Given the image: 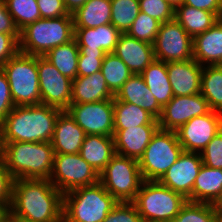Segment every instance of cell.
<instances>
[{
	"label": "cell",
	"mask_w": 222,
	"mask_h": 222,
	"mask_svg": "<svg viewBox=\"0 0 222 222\" xmlns=\"http://www.w3.org/2000/svg\"><path fill=\"white\" fill-rule=\"evenodd\" d=\"M9 213L31 222H63V193L46 179H15Z\"/></svg>",
	"instance_id": "1"
},
{
	"label": "cell",
	"mask_w": 222,
	"mask_h": 222,
	"mask_svg": "<svg viewBox=\"0 0 222 222\" xmlns=\"http://www.w3.org/2000/svg\"><path fill=\"white\" fill-rule=\"evenodd\" d=\"M61 112L43 104L15 106L2 122L3 142H51Z\"/></svg>",
	"instance_id": "2"
},
{
	"label": "cell",
	"mask_w": 222,
	"mask_h": 222,
	"mask_svg": "<svg viewBox=\"0 0 222 222\" xmlns=\"http://www.w3.org/2000/svg\"><path fill=\"white\" fill-rule=\"evenodd\" d=\"M54 156L51 142H4L2 158L14 180H49Z\"/></svg>",
	"instance_id": "3"
},
{
	"label": "cell",
	"mask_w": 222,
	"mask_h": 222,
	"mask_svg": "<svg viewBox=\"0 0 222 222\" xmlns=\"http://www.w3.org/2000/svg\"><path fill=\"white\" fill-rule=\"evenodd\" d=\"M118 201L98 182L63 194V222H103Z\"/></svg>",
	"instance_id": "4"
},
{
	"label": "cell",
	"mask_w": 222,
	"mask_h": 222,
	"mask_svg": "<svg viewBox=\"0 0 222 222\" xmlns=\"http://www.w3.org/2000/svg\"><path fill=\"white\" fill-rule=\"evenodd\" d=\"M73 16L40 18L20 31L19 51L45 56L52 48L74 39Z\"/></svg>",
	"instance_id": "5"
},
{
	"label": "cell",
	"mask_w": 222,
	"mask_h": 222,
	"mask_svg": "<svg viewBox=\"0 0 222 222\" xmlns=\"http://www.w3.org/2000/svg\"><path fill=\"white\" fill-rule=\"evenodd\" d=\"M188 200L159 181H143L132 203L142 221L168 222L175 218Z\"/></svg>",
	"instance_id": "6"
},
{
	"label": "cell",
	"mask_w": 222,
	"mask_h": 222,
	"mask_svg": "<svg viewBox=\"0 0 222 222\" xmlns=\"http://www.w3.org/2000/svg\"><path fill=\"white\" fill-rule=\"evenodd\" d=\"M1 68L7 76L15 106L41 104L37 56L19 51Z\"/></svg>",
	"instance_id": "7"
},
{
	"label": "cell",
	"mask_w": 222,
	"mask_h": 222,
	"mask_svg": "<svg viewBox=\"0 0 222 222\" xmlns=\"http://www.w3.org/2000/svg\"><path fill=\"white\" fill-rule=\"evenodd\" d=\"M182 152L176 131L159 128L138 160L143 180L159 181Z\"/></svg>",
	"instance_id": "8"
},
{
	"label": "cell",
	"mask_w": 222,
	"mask_h": 222,
	"mask_svg": "<svg viewBox=\"0 0 222 222\" xmlns=\"http://www.w3.org/2000/svg\"><path fill=\"white\" fill-rule=\"evenodd\" d=\"M143 181L138 160L118 154L99 174V182L118 202H132Z\"/></svg>",
	"instance_id": "9"
},
{
	"label": "cell",
	"mask_w": 222,
	"mask_h": 222,
	"mask_svg": "<svg viewBox=\"0 0 222 222\" xmlns=\"http://www.w3.org/2000/svg\"><path fill=\"white\" fill-rule=\"evenodd\" d=\"M49 181L63 194L99 182V174L77 154H55Z\"/></svg>",
	"instance_id": "10"
},
{
	"label": "cell",
	"mask_w": 222,
	"mask_h": 222,
	"mask_svg": "<svg viewBox=\"0 0 222 222\" xmlns=\"http://www.w3.org/2000/svg\"><path fill=\"white\" fill-rule=\"evenodd\" d=\"M153 48L155 59L165 63L193 59V38L175 19L161 23Z\"/></svg>",
	"instance_id": "11"
},
{
	"label": "cell",
	"mask_w": 222,
	"mask_h": 222,
	"mask_svg": "<svg viewBox=\"0 0 222 222\" xmlns=\"http://www.w3.org/2000/svg\"><path fill=\"white\" fill-rule=\"evenodd\" d=\"M86 135L113 136L114 99L83 104H70L66 110Z\"/></svg>",
	"instance_id": "12"
},
{
	"label": "cell",
	"mask_w": 222,
	"mask_h": 222,
	"mask_svg": "<svg viewBox=\"0 0 222 222\" xmlns=\"http://www.w3.org/2000/svg\"><path fill=\"white\" fill-rule=\"evenodd\" d=\"M41 104L66 111L71 104L72 80L61 74L44 56H37Z\"/></svg>",
	"instance_id": "13"
},
{
	"label": "cell",
	"mask_w": 222,
	"mask_h": 222,
	"mask_svg": "<svg viewBox=\"0 0 222 222\" xmlns=\"http://www.w3.org/2000/svg\"><path fill=\"white\" fill-rule=\"evenodd\" d=\"M222 130V113L210 110L182 125L177 137L183 151L201 153L207 144Z\"/></svg>",
	"instance_id": "14"
},
{
	"label": "cell",
	"mask_w": 222,
	"mask_h": 222,
	"mask_svg": "<svg viewBox=\"0 0 222 222\" xmlns=\"http://www.w3.org/2000/svg\"><path fill=\"white\" fill-rule=\"evenodd\" d=\"M209 111L208 102L200 93L189 96H173L162 108V114L158 119L159 128L177 131L192 118L207 114Z\"/></svg>",
	"instance_id": "15"
},
{
	"label": "cell",
	"mask_w": 222,
	"mask_h": 222,
	"mask_svg": "<svg viewBox=\"0 0 222 222\" xmlns=\"http://www.w3.org/2000/svg\"><path fill=\"white\" fill-rule=\"evenodd\" d=\"M202 165L200 153L183 151L159 182L192 202L193 186Z\"/></svg>",
	"instance_id": "16"
},
{
	"label": "cell",
	"mask_w": 222,
	"mask_h": 222,
	"mask_svg": "<svg viewBox=\"0 0 222 222\" xmlns=\"http://www.w3.org/2000/svg\"><path fill=\"white\" fill-rule=\"evenodd\" d=\"M166 67L174 96H189L200 93L203 66L195 59L167 62Z\"/></svg>",
	"instance_id": "17"
},
{
	"label": "cell",
	"mask_w": 222,
	"mask_h": 222,
	"mask_svg": "<svg viewBox=\"0 0 222 222\" xmlns=\"http://www.w3.org/2000/svg\"><path fill=\"white\" fill-rule=\"evenodd\" d=\"M113 53L133 74H141L155 60L153 44L137 40L127 33L120 34Z\"/></svg>",
	"instance_id": "18"
},
{
	"label": "cell",
	"mask_w": 222,
	"mask_h": 222,
	"mask_svg": "<svg viewBox=\"0 0 222 222\" xmlns=\"http://www.w3.org/2000/svg\"><path fill=\"white\" fill-rule=\"evenodd\" d=\"M159 125H140L128 129H114L116 154L139 160Z\"/></svg>",
	"instance_id": "19"
},
{
	"label": "cell",
	"mask_w": 222,
	"mask_h": 222,
	"mask_svg": "<svg viewBox=\"0 0 222 222\" xmlns=\"http://www.w3.org/2000/svg\"><path fill=\"white\" fill-rule=\"evenodd\" d=\"M86 134L67 111H62L56 119L51 140L55 154L79 153Z\"/></svg>",
	"instance_id": "20"
},
{
	"label": "cell",
	"mask_w": 222,
	"mask_h": 222,
	"mask_svg": "<svg viewBox=\"0 0 222 222\" xmlns=\"http://www.w3.org/2000/svg\"><path fill=\"white\" fill-rule=\"evenodd\" d=\"M193 59L202 66L222 65V18L193 38Z\"/></svg>",
	"instance_id": "21"
},
{
	"label": "cell",
	"mask_w": 222,
	"mask_h": 222,
	"mask_svg": "<svg viewBox=\"0 0 222 222\" xmlns=\"http://www.w3.org/2000/svg\"><path fill=\"white\" fill-rule=\"evenodd\" d=\"M114 97L119 101L139 106L152 114L157 120L162 114V107L158 104L140 74H133Z\"/></svg>",
	"instance_id": "22"
},
{
	"label": "cell",
	"mask_w": 222,
	"mask_h": 222,
	"mask_svg": "<svg viewBox=\"0 0 222 222\" xmlns=\"http://www.w3.org/2000/svg\"><path fill=\"white\" fill-rule=\"evenodd\" d=\"M120 32L111 24L96 28H75L74 38L79 51L114 52Z\"/></svg>",
	"instance_id": "23"
},
{
	"label": "cell",
	"mask_w": 222,
	"mask_h": 222,
	"mask_svg": "<svg viewBox=\"0 0 222 222\" xmlns=\"http://www.w3.org/2000/svg\"><path fill=\"white\" fill-rule=\"evenodd\" d=\"M106 99H114V94L108 88L101 71L76 77L72 81L71 104L100 102Z\"/></svg>",
	"instance_id": "24"
},
{
	"label": "cell",
	"mask_w": 222,
	"mask_h": 222,
	"mask_svg": "<svg viewBox=\"0 0 222 222\" xmlns=\"http://www.w3.org/2000/svg\"><path fill=\"white\" fill-rule=\"evenodd\" d=\"M80 156L98 173L116 155L113 136L86 135L79 151Z\"/></svg>",
	"instance_id": "25"
},
{
	"label": "cell",
	"mask_w": 222,
	"mask_h": 222,
	"mask_svg": "<svg viewBox=\"0 0 222 222\" xmlns=\"http://www.w3.org/2000/svg\"><path fill=\"white\" fill-rule=\"evenodd\" d=\"M222 193V169L202 165L192 191V202L214 204Z\"/></svg>",
	"instance_id": "26"
},
{
	"label": "cell",
	"mask_w": 222,
	"mask_h": 222,
	"mask_svg": "<svg viewBox=\"0 0 222 222\" xmlns=\"http://www.w3.org/2000/svg\"><path fill=\"white\" fill-rule=\"evenodd\" d=\"M174 19L192 37L204 33L220 18L213 12L182 4L175 9Z\"/></svg>",
	"instance_id": "27"
},
{
	"label": "cell",
	"mask_w": 222,
	"mask_h": 222,
	"mask_svg": "<svg viewBox=\"0 0 222 222\" xmlns=\"http://www.w3.org/2000/svg\"><path fill=\"white\" fill-rule=\"evenodd\" d=\"M140 75L158 104L163 108L174 96L166 63L155 59Z\"/></svg>",
	"instance_id": "28"
},
{
	"label": "cell",
	"mask_w": 222,
	"mask_h": 222,
	"mask_svg": "<svg viewBox=\"0 0 222 222\" xmlns=\"http://www.w3.org/2000/svg\"><path fill=\"white\" fill-rule=\"evenodd\" d=\"M110 0H88L72 14L74 28H96L111 23Z\"/></svg>",
	"instance_id": "29"
},
{
	"label": "cell",
	"mask_w": 222,
	"mask_h": 222,
	"mask_svg": "<svg viewBox=\"0 0 222 222\" xmlns=\"http://www.w3.org/2000/svg\"><path fill=\"white\" fill-rule=\"evenodd\" d=\"M140 125H159V122L148 111L114 97V129H128Z\"/></svg>",
	"instance_id": "30"
},
{
	"label": "cell",
	"mask_w": 222,
	"mask_h": 222,
	"mask_svg": "<svg viewBox=\"0 0 222 222\" xmlns=\"http://www.w3.org/2000/svg\"><path fill=\"white\" fill-rule=\"evenodd\" d=\"M79 47L75 38L52 48L44 57L72 81L77 77Z\"/></svg>",
	"instance_id": "31"
},
{
	"label": "cell",
	"mask_w": 222,
	"mask_h": 222,
	"mask_svg": "<svg viewBox=\"0 0 222 222\" xmlns=\"http://www.w3.org/2000/svg\"><path fill=\"white\" fill-rule=\"evenodd\" d=\"M200 94L210 110L222 113V65L203 66Z\"/></svg>",
	"instance_id": "32"
},
{
	"label": "cell",
	"mask_w": 222,
	"mask_h": 222,
	"mask_svg": "<svg viewBox=\"0 0 222 222\" xmlns=\"http://www.w3.org/2000/svg\"><path fill=\"white\" fill-rule=\"evenodd\" d=\"M100 71L106 80L108 88L114 95L133 75L132 71L113 52L106 53Z\"/></svg>",
	"instance_id": "33"
},
{
	"label": "cell",
	"mask_w": 222,
	"mask_h": 222,
	"mask_svg": "<svg viewBox=\"0 0 222 222\" xmlns=\"http://www.w3.org/2000/svg\"><path fill=\"white\" fill-rule=\"evenodd\" d=\"M111 24L120 32L127 33L140 12L139 0H110Z\"/></svg>",
	"instance_id": "34"
},
{
	"label": "cell",
	"mask_w": 222,
	"mask_h": 222,
	"mask_svg": "<svg viewBox=\"0 0 222 222\" xmlns=\"http://www.w3.org/2000/svg\"><path fill=\"white\" fill-rule=\"evenodd\" d=\"M5 4L19 31L41 18L37 0H5Z\"/></svg>",
	"instance_id": "35"
},
{
	"label": "cell",
	"mask_w": 222,
	"mask_h": 222,
	"mask_svg": "<svg viewBox=\"0 0 222 222\" xmlns=\"http://www.w3.org/2000/svg\"><path fill=\"white\" fill-rule=\"evenodd\" d=\"M168 222H219L213 204L187 201L177 216Z\"/></svg>",
	"instance_id": "36"
},
{
	"label": "cell",
	"mask_w": 222,
	"mask_h": 222,
	"mask_svg": "<svg viewBox=\"0 0 222 222\" xmlns=\"http://www.w3.org/2000/svg\"><path fill=\"white\" fill-rule=\"evenodd\" d=\"M160 25L161 22L140 11L130 29L127 31V34L137 40L153 44Z\"/></svg>",
	"instance_id": "37"
},
{
	"label": "cell",
	"mask_w": 222,
	"mask_h": 222,
	"mask_svg": "<svg viewBox=\"0 0 222 222\" xmlns=\"http://www.w3.org/2000/svg\"><path fill=\"white\" fill-rule=\"evenodd\" d=\"M140 11L161 23L174 19V8L165 0H139Z\"/></svg>",
	"instance_id": "38"
},
{
	"label": "cell",
	"mask_w": 222,
	"mask_h": 222,
	"mask_svg": "<svg viewBox=\"0 0 222 222\" xmlns=\"http://www.w3.org/2000/svg\"><path fill=\"white\" fill-rule=\"evenodd\" d=\"M105 55V51H79L77 77L100 71Z\"/></svg>",
	"instance_id": "39"
},
{
	"label": "cell",
	"mask_w": 222,
	"mask_h": 222,
	"mask_svg": "<svg viewBox=\"0 0 222 222\" xmlns=\"http://www.w3.org/2000/svg\"><path fill=\"white\" fill-rule=\"evenodd\" d=\"M200 155L204 165L222 169V130L213 137Z\"/></svg>",
	"instance_id": "40"
},
{
	"label": "cell",
	"mask_w": 222,
	"mask_h": 222,
	"mask_svg": "<svg viewBox=\"0 0 222 222\" xmlns=\"http://www.w3.org/2000/svg\"><path fill=\"white\" fill-rule=\"evenodd\" d=\"M103 222H143L132 202H118Z\"/></svg>",
	"instance_id": "41"
},
{
	"label": "cell",
	"mask_w": 222,
	"mask_h": 222,
	"mask_svg": "<svg viewBox=\"0 0 222 222\" xmlns=\"http://www.w3.org/2000/svg\"><path fill=\"white\" fill-rule=\"evenodd\" d=\"M13 181L14 178L0 156V205L5 206L8 210L12 204Z\"/></svg>",
	"instance_id": "42"
},
{
	"label": "cell",
	"mask_w": 222,
	"mask_h": 222,
	"mask_svg": "<svg viewBox=\"0 0 222 222\" xmlns=\"http://www.w3.org/2000/svg\"><path fill=\"white\" fill-rule=\"evenodd\" d=\"M15 107L12 100L10 85L5 72L0 68V123Z\"/></svg>",
	"instance_id": "43"
},
{
	"label": "cell",
	"mask_w": 222,
	"mask_h": 222,
	"mask_svg": "<svg viewBox=\"0 0 222 222\" xmlns=\"http://www.w3.org/2000/svg\"><path fill=\"white\" fill-rule=\"evenodd\" d=\"M41 18L72 16L68 13L63 0H37Z\"/></svg>",
	"instance_id": "44"
},
{
	"label": "cell",
	"mask_w": 222,
	"mask_h": 222,
	"mask_svg": "<svg viewBox=\"0 0 222 222\" xmlns=\"http://www.w3.org/2000/svg\"><path fill=\"white\" fill-rule=\"evenodd\" d=\"M19 52V41L10 34L0 33V68Z\"/></svg>",
	"instance_id": "45"
},
{
	"label": "cell",
	"mask_w": 222,
	"mask_h": 222,
	"mask_svg": "<svg viewBox=\"0 0 222 222\" xmlns=\"http://www.w3.org/2000/svg\"><path fill=\"white\" fill-rule=\"evenodd\" d=\"M0 33L13 35L18 41L20 40V31L7 9L5 0H0Z\"/></svg>",
	"instance_id": "46"
},
{
	"label": "cell",
	"mask_w": 222,
	"mask_h": 222,
	"mask_svg": "<svg viewBox=\"0 0 222 222\" xmlns=\"http://www.w3.org/2000/svg\"><path fill=\"white\" fill-rule=\"evenodd\" d=\"M184 4L213 12L222 18V0H184Z\"/></svg>",
	"instance_id": "47"
},
{
	"label": "cell",
	"mask_w": 222,
	"mask_h": 222,
	"mask_svg": "<svg viewBox=\"0 0 222 222\" xmlns=\"http://www.w3.org/2000/svg\"><path fill=\"white\" fill-rule=\"evenodd\" d=\"M65 7L69 14L75 13L81 8L88 0H63Z\"/></svg>",
	"instance_id": "48"
},
{
	"label": "cell",
	"mask_w": 222,
	"mask_h": 222,
	"mask_svg": "<svg viewBox=\"0 0 222 222\" xmlns=\"http://www.w3.org/2000/svg\"><path fill=\"white\" fill-rule=\"evenodd\" d=\"M8 214L9 210L5 206L0 205V222H5Z\"/></svg>",
	"instance_id": "49"
},
{
	"label": "cell",
	"mask_w": 222,
	"mask_h": 222,
	"mask_svg": "<svg viewBox=\"0 0 222 222\" xmlns=\"http://www.w3.org/2000/svg\"><path fill=\"white\" fill-rule=\"evenodd\" d=\"M171 7L174 8V10L176 8H178L179 6H181L182 4H184V0H165Z\"/></svg>",
	"instance_id": "50"
},
{
	"label": "cell",
	"mask_w": 222,
	"mask_h": 222,
	"mask_svg": "<svg viewBox=\"0 0 222 222\" xmlns=\"http://www.w3.org/2000/svg\"><path fill=\"white\" fill-rule=\"evenodd\" d=\"M213 206L218 213L222 212V193Z\"/></svg>",
	"instance_id": "51"
},
{
	"label": "cell",
	"mask_w": 222,
	"mask_h": 222,
	"mask_svg": "<svg viewBox=\"0 0 222 222\" xmlns=\"http://www.w3.org/2000/svg\"><path fill=\"white\" fill-rule=\"evenodd\" d=\"M4 151V142H3V133H2V123H0V156L3 155Z\"/></svg>",
	"instance_id": "52"
},
{
	"label": "cell",
	"mask_w": 222,
	"mask_h": 222,
	"mask_svg": "<svg viewBox=\"0 0 222 222\" xmlns=\"http://www.w3.org/2000/svg\"><path fill=\"white\" fill-rule=\"evenodd\" d=\"M7 220L9 222H31V221H27V220H24V219L13 217L10 213L7 216Z\"/></svg>",
	"instance_id": "53"
},
{
	"label": "cell",
	"mask_w": 222,
	"mask_h": 222,
	"mask_svg": "<svg viewBox=\"0 0 222 222\" xmlns=\"http://www.w3.org/2000/svg\"><path fill=\"white\" fill-rule=\"evenodd\" d=\"M218 221H219V222H222V212H219V213H218Z\"/></svg>",
	"instance_id": "54"
},
{
	"label": "cell",
	"mask_w": 222,
	"mask_h": 222,
	"mask_svg": "<svg viewBox=\"0 0 222 222\" xmlns=\"http://www.w3.org/2000/svg\"><path fill=\"white\" fill-rule=\"evenodd\" d=\"M143 222H159V221H143Z\"/></svg>",
	"instance_id": "55"
}]
</instances>
